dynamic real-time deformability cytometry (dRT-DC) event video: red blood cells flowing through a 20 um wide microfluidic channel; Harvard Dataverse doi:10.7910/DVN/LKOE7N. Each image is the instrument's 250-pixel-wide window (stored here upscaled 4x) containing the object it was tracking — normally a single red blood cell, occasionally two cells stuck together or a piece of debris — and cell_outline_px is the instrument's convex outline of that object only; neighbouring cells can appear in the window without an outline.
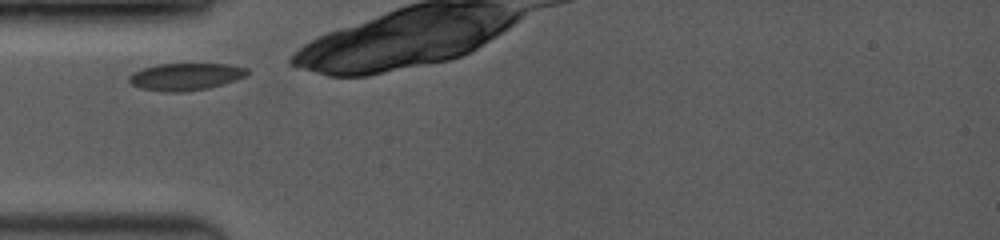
{"species": "common noctule bat (a hibernating species)", "species_latin": "Nyctalus noctula", "temperature_condition": "room temperature", "stored_images_in_passage": 3, "camera_frame_rate_fps": 3500, "um_per_image_px": 0.085, "animal": {"sex": "female", "body_mass_g": 19.0, "forearm_length_mm": 53.3}, "frame": {"image": 1, "passage_image": 1, "time_ms": 0.0, "image_size_px": [1000, 240], "cell_outline_px": [[248, 72], [244, 76], [236, 80], [208, 88], [180, 92], [164, 92], [140, 88], [132, 84], [128, 80], [128, 76], [132, 72], [156, 64], [228, 64], [248, 68]], "centroid_in_image_um": [15.74, 6.51], "position_along_channel_um": 69.3, "area_um2": 18.67}}